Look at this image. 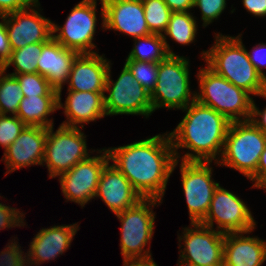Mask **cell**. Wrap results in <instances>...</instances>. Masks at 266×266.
<instances>
[{
    "mask_svg": "<svg viewBox=\"0 0 266 266\" xmlns=\"http://www.w3.org/2000/svg\"><path fill=\"white\" fill-rule=\"evenodd\" d=\"M260 97H264L266 99V92L261 94ZM250 121L266 134V107L263 109V111H260L259 108H257L254 100L252 102Z\"/></svg>",
    "mask_w": 266,
    "mask_h": 266,
    "instance_id": "cell-39",
    "label": "cell"
},
{
    "mask_svg": "<svg viewBox=\"0 0 266 266\" xmlns=\"http://www.w3.org/2000/svg\"><path fill=\"white\" fill-rule=\"evenodd\" d=\"M123 266H158L153 258L149 259H123Z\"/></svg>",
    "mask_w": 266,
    "mask_h": 266,
    "instance_id": "cell-42",
    "label": "cell"
},
{
    "mask_svg": "<svg viewBox=\"0 0 266 266\" xmlns=\"http://www.w3.org/2000/svg\"><path fill=\"white\" fill-rule=\"evenodd\" d=\"M65 103L58 97V109H64L66 120L61 125L84 128V124L96 121L106 116L104 94L105 92H88L67 90Z\"/></svg>",
    "mask_w": 266,
    "mask_h": 266,
    "instance_id": "cell-21",
    "label": "cell"
},
{
    "mask_svg": "<svg viewBox=\"0 0 266 266\" xmlns=\"http://www.w3.org/2000/svg\"><path fill=\"white\" fill-rule=\"evenodd\" d=\"M57 109L58 96H24L16 116L26 126L49 128L54 123L48 116Z\"/></svg>",
    "mask_w": 266,
    "mask_h": 266,
    "instance_id": "cell-24",
    "label": "cell"
},
{
    "mask_svg": "<svg viewBox=\"0 0 266 266\" xmlns=\"http://www.w3.org/2000/svg\"><path fill=\"white\" fill-rule=\"evenodd\" d=\"M248 55L256 71L266 80V74L263 72V69L266 68V44H257L251 52H248Z\"/></svg>",
    "mask_w": 266,
    "mask_h": 266,
    "instance_id": "cell-35",
    "label": "cell"
},
{
    "mask_svg": "<svg viewBox=\"0 0 266 266\" xmlns=\"http://www.w3.org/2000/svg\"><path fill=\"white\" fill-rule=\"evenodd\" d=\"M189 63L178 55L159 62L156 87L151 93L153 112L162 107L183 110L196 100L195 91L190 90Z\"/></svg>",
    "mask_w": 266,
    "mask_h": 266,
    "instance_id": "cell-8",
    "label": "cell"
},
{
    "mask_svg": "<svg viewBox=\"0 0 266 266\" xmlns=\"http://www.w3.org/2000/svg\"><path fill=\"white\" fill-rule=\"evenodd\" d=\"M158 203V204H157ZM161 200L142 198L134 206L116 214L121 222L120 247L123 259L152 258L150 247L144 249L154 233L155 213L153 207Z\"/></svg>",
    "mask_w": 266,
    "mask_h": 266,
    "instance_id": "cell-7",
    "label": "cell"
},
{
    "mask_svg": "<svg viewBox=\"0 0 266 266\" xmlns=\"http://www.w3.org/2000/svg\"><path fill=\"white\" fill-rule=\"evenodd\" d=\"M106 150L111 164L142 198L163 201L168 180L178 165L168 132Z\"/></svg>",
    "mask_w": 266,
    "mask_h": 266,
    "instance_id": "cell-1",
    "label": "cell"
},
{
    "mask_svg": "<svg viewBox=\"0 0 266 266\" xmlns=\"http://www.w3.org/2000/svg\"><path fill=\"white\" fill-rule=\"evenodd\" d=\"M78 230L77 223L43 228L30 242L29 251L25 255L14 238L0 253V266H38L55 260L67 251Z\"/></svg>",
    "mask_w": 266,
    "mask_h": 266,
    "instance_id": "cell-4",
    "label": "cell"
},
{
    "mask_svg": "<svg viewBox=\"0 0 266 266\" xmlns=\"http://www.w3.org/2000/svg\"><path fill=\"white\" fill-rule=\"evenodd\" d=\"M103 30L110 29L139 38L152 34L147 26L142 0H100Z\"/></svg>",
    "mask_w": 266,
    "mask_h": 266,
    "instance_id": "cell-17",
    "label": "cell"
},
{
    "mask_svg": "<svg viewBox=\"0 0 266 266\" xmlns=\"http://www.w3.org/2000/svg\"><path fill=\"white\" fill-rule=\"evenodd\" d=\"M23 97L18 80L0 68V115H16Z\"/></svg>",
    "mask_w": 266,
    "mask_h": 266,
    "instance_id": "cell-28",
    "label": "cell"
},
{
    "mask_svg": "<svg viewBox=\"0 0 266 266\" xmlns=\"http://www.w3.org/2000/svg\"><path fill=\"white\" fill-rule=\"evenodd\" d=\"M142 3L150 32L162 35L166 31L172 11L164 0H142Z\"/></svg>",
    "mask_w": 266,
    "mask_h": 266,
    "instance_id": "cell-29",
    "label": "cell"
},
{
    "mask_svg": "<svg viewBox=\"0 0 266 266\" xmlns=\"http://www.w3.org/2000/svg\"><path fill=\"white\" fill-rule=\"evenodd\" d=\"M172 12H189L194 8V0H164Z\"/></svg>",
    "mask_w": 266,
    "mask_h": 266,
    "instance_id": "cell-41",
    "label": "cell"
},
{
    "mask_svg": "<svg viewBox=\"0 0 266 266\" xmlns=\"http://www.w3.org/2000/svg\"><path fill=\"white\" fill-rule=\"evenodd\" d=\"M222 233L253 231L256 222L249 207L236 194L218 185L215 189L210 207L202 225Z\"/></svg>",
    "mask_w": 266,
    "mask_h": 266,
    "instance_id": "cell-14",
    "label": "cell"
},
{
    "mask_svg": "<svg viewBox=\"0 0 266 266\" xmlns=\"http://www.w3.org/2000/svg\"><path fill=\"white\" fill-rule=\"evenodd\" d=\"M242 2L247 12H250L253 16H266V0H242Z\"/></svg>",
    "mask_w": 266,
    "mask_h": 266,
    "instance_id": "cell-40",
    "label": "cell"
},
{
    "mask_svg": "<svg viewBox=\"0 0 266 266\" xmlns=\"http://www.w3.org/2000/svg\"><path fill=\"white\" fill-rule=\"evenodd\" d=\"M109 161L101 172L95 197H100L116 215L134 206L142 197L129 180Z\"/></svg>",
    "mask_w": 266,
    "mask_h": 266,
    "instance_id": "cell-20",
    "label": "cell"
},
{
    "mask_svg": "<svg viewBox=\"0 0 266 266\" xmlns=\"http://www.w3.org/2000/svg\"><path fill=\"white\" fill-rule=\"evenodd\" d=\"M26 125L16 115H0V145L4 151L15 141Z\"/></svg>",
    "mask_w": 266,
    "mask_h": 266,
    "instance_id": "cell-32",
    "label": "cell"
},
{
    "mask_svg": "<svg viewBox=\"0 0 266 266\" xmlns=\"http://www.w3.org/2000/svg\"><path fill=\"white\" fill-rule=\"evenodd\" d=\"M45 44L46 43H33L21 49L12 50L10 58L1 69L6 73L7 68L13 65L15 67V72L8 73L9 75L37 73L38 58Z\"/></svg>",
    "mask_w": 266,
    "mask_h": 266,
    "instance_id": "cell-27",
    "label": "cell"
},
{
    "mask_svg": "<svg viewBox=\"0 0 266 266\" xmlns=\"http://www.w3.org/2000/svg\"><path fill=\"white\" fill-rule=\"evenodd\" d=\"M80 128L60 125L55 132L53 126L47 128L42 165L47 164L49 178L58 177L90 156Z\"/></svg>",
    "mask_w": 266,
    "mask_h": 266,
    "instance_id": "cell-9",
    "label": "cell"
},
{
    "mask_svg": "<svg viewBox=\"0 0 266 266\" xmlns=\"http://www.w3.org/2000/svg\"><path fill=\"white\" fill-rule=\"evenodd\" d=\"M185 227L183 236H178L180 248L179 266H217L223 262L225 233L202 225L190 223Z\"/></svg>",
    "mask_w": 266,
    "mask_h": 266,
    "instance_id": "cell-11",
    "label": "cell"
},
{
    "mask_svg": "<svg viewBox=\"0 0 266 266\" xmlns=\"http://www.w3.org/2000/svg\"><path fill=\"white\" fill-rule=\"evenodd\" d=\"M261 188L265 189V191H266V181L263 182V183L258 187V189H261Z\"/></svg>",
    "mask_w": 266,
    "mask_h": 266,
    "instance_id": "cell-43",
    "label": "cell"
},
{
    "mask_svg": "<svg viewBox=\"0 0 266 266\" xmlns=\"http://www.w3.org/2000/svg\"><path fill=\"white\" fill-rule=\"evenodd\" d=\"M217 266H226V265L222 262L221 264H219Z\"/></svg>",
    "mask_w": 266,
    "mask_h": 266,
    "instance_id": "cell-44",
    "label": "cell"
},
{
    "mask_svg": "<svg viewBox=\"0 0 266 266\" xmlns=\"http://www.w3.org/2000/svg\"><path fill=\"white\" fill-rule=\"evenodd\" d=\"M242 34L217 33L214 45L201 53L207 66L217 75L253 96L266 92V80L256 71L242 42Z\"/></svg>",
    "mask_w": 266,
    "mask_h": 266,
    "instance_id": "cell-3",
    "label": "cell"
},
{
    "mask_svg": "<svg viewBox=\"0 0 266 266\" xmlns=\"http://www.w3.org/2000/svg\"><path fill=\"white\" fill-rule=\"evenodd\" d=\"M78 54L75 50L62 46L53 37L42 47L37 73L58 90V97H61L62 86L67 83L73 61Z\"/></svg>",
    "mask_w": 266,
    "mask_h": 266,
    "instance_id": "cell-22",
    "label": "cell"
},
{
    "mask_svg": "<svg viewBox=\"0 0 266 266\" xmlns=\"http://www.w3.org/2000/svg\"><path fill=\"white\" fill-rule=\"evenodd\" d=\"M266 134L250 120L231 122L221 159L215 164L235 169L248 179L256 172Z\"/></svg>",
    "mask_w": 266,
    "mask_h": 266,
    "instance_id": "cell-6",
    "label": "cell"
},
{
    "mask_svg": "<svg viewBox=\"0 0 266 266\" xmlns=\"http://www.w3.org/2000/svg\"><path fill=\"white\" fill-rule=\"evenodd\" d=\"M183 111L186 114L182 121L168 133L176 160L211 163L214 160L217 163L231 122L221 113L196 100ZM178 148H186L191 153L188 151L181 158Z\"/></svg>",
    "mask_w": 266,
    "mask_h": 266,
    "instance_id": "cell-2",
    "label": "cell"
},
{
    "mask_svg": "<svg viewBox=\"0 0 266 266\" xmlns=\"http://www.w3.org/2000/svg\"><path fill=\"white\" fill-rule=\"evenodd\" d=\"M125 65L129 68L135 80L149 93H152L156 87L159 63L126 60Z\"/></svg>",
    "mask_w": 266,
    "mask_h": 266,
    "instance_id": "cell-31",
    "label": "cell"
},
{
    "mask_svg": "<svg viewBox=\"0 0 266 266\" xmlns=\"http://www.w3.org/2000/svg\"><path fill=\"white\" fill-rule=\"evenodd\" d=\"M110 61L104 55L81 53L73 61L68 90L104 92Z\"/></svg>",
    "mask_w": 266,
    "mask_h": 266,
    "instance_id": "cell-19",
    "label": "cell"
},
{
    "mask_svg": "<svg viewBox=\"0 0 266 266\" xmlns=\"http://www.w3.org/2000/svg\"><path fill=\"white\" fill-rule=\"evenodd\" d=\"M249 179L250 181L254 182L253 186H251L253 188H258L263 182L266 181V145L262 154L260 155L257 170Z\"/></svg>",
    "mask_w": 266,
    "mask_h": 266,
    "instance_id": "cell-38",
    "label": "cell"
},
{
    "mask_svg": "<svg viewBox=\"0 0 266 266\" xmlns=\"http://www.w3.org/2000/svg\"><path fill=\"white\" fill-rule=\"evenodd\" d=\"M46 138L47 128L26 126L3 154L6 175L23 167L42 165Z\"/></svg>",
    "mask_w": 266,
    "mask_h": 266,
    "instance_id": "cell-18",
    "label": "cell"
},
{
    "mask_svg": "<svg viewBox=\"0 0 266 266\" xmlns=\"http://www.w3.org/2000/svg\"><path fill=\"white\" fill-rule=\"evenodd\" d=\"M134 41V47L126 60L159 63L169 56L164 38L160 34H149L134 38Z\"/></svg>",
    "mask_w": 266,
    "mask_h": 266,
    "instance_id": "cell-26",
    "label": "cell"
},
{
    "mask_svg": "<svg viewBox=\"0 0 266 266\" xmlns=\"http://www.w3.org/2000/svg\"><path fill=\"white\" fill-rule=\"evenodd\" d=\"M12 76L18 80L24 96H58V90L39 73H23Z\"/></svg>",
    "mask_w": 266,
    "mask_h": 266,
    "instance_id": "cell-30",
    "label": "cell"
},
{
    "mask_svg": "<svg viewBox=\"0 0 266 266\" xmlns=\"http://www.w3.org/2000/svg\"><path fill=\"white\" fill-rule=\"evenodd\" d=\"M104 92L106 116L141 115L148 118L153 113L151 93L135 80L129 68L124 67L116 81L111 79L109 66Z\"/></svg>",
    "mask_w": 266,
    "mask_h": 266,
    "instance_id": "cell-10",
    "label": "cell"
},
{
    "mask_svg": "<svg viewBox=\"0 0 266 266\" xmlns=\"http://www.w3.org/2000/svg\"><path fill=\"white\" fill-rule=\"evenodd\" d=\"M182 187L191 223H201L219 183L212 178L211 162H180Z\"/></svg>",
    "mask_w": 266,
    "mask_h": 266,
    "instance_id": "cell-13",
    "label": "cell"
},
{
    "mask_svg": "<svg viewBox=\"0 0 266 266\" xmlns=\"http://www.w3.org/2000/svg\"><path fill=\"white\" fill-rule=\"evenodd\" d=\"M97 0H82L71 9L64 26L53 22V38L67 49L95 53L93 43L97 24ZM55 33V34H54Z\"/></svg>",
    "mask_w": 266,
    "mask_h": 266,
    "instance_id": "cell-12",
    "label": "cell"
},
{
    "mask_svg": "<svg viewBox=\"0 0 266 266\" xmlns=\"http://www.w3.org/2000/svg\"><path fill=\"white\" fill-rule=\"evenodd\" d=\"M39 0H0V15H7L15 11L34 6Z\"/></svg>",
    "mask_w": 266,
    "mask_h": 266,
    "instance_id": "cell-37",
    "label": "cell"
},
{
    "mask_svg": "<svg viewBox=\"0 0 266 266\" xmlns=\"http://www.w3.org/2000/svg\"><path fill=\"white\" fill-rule=\"evenodd\" d=\"M20 210L0 203V230L26 225L24 214Z\"/></svg>",
    "mask_w": 266,
    "mask_h": 266,
    "instance_id": "cell-34",
    "label": "cell"
},
{
    "mask_svg": "<svg viewBox=\"0 0 266 266\" xmlns=\"http://www.w3.org/2000/svg\"><path fill=\"white\" fill-rule=\"evenodd\" d=\"M251 232L225 233L223 263L226 266H262L266 261V241L243 236Z\"/></svg>",
    "mask_w": 266,
    "mask_h": 266,
    "instance_id": "cell-23",
    "label": "cell"
},
{
    "mask_svg": "<svg viewBox=\"0 0 266 266\" xmlns=\"http://www.w3.org/2000/svg\"><path fill=\"white\" fill-rule=\"evenodd\" d=\"M39 6L38 1L34 6L5 15L12 50L33 43H47L53 37V21L39 13Z\"/></svg>",
    "mask_w": 266,
    "mask_h": 266,
    "instance_id": "cell-16",
    "label": "cell"
},
{
    "mask_svg": "<svg viewBox=\"0 0 266 266\" xmlns=\"http://www.w3.org/2000/svg\"><path fill=\"white\" fill-rule=\"evenodd\" d=\"M195 19L190 11L172 12L166 31L162 34L169 56H176V53L171 50L166 37H171L170 39L181 45L193 43L198 29Z\"/></svg>",
    "mask_w": 266,
    "mask_h": 266,
    "instance_id": "cell-25",
    "label": "cell"
},
{
    "mask_svg": "<svg viewBox=\"0 0 266 266\" xmlns=\"http://www.w3.org/2000/svg\"><path fill=\"white\" fill-rule=\"evenodd\" d=\"M0 68L11 56V46L8 39L7 27L5 22V15H0Z\"/></svg>",
    "mask_w": 266,
    "mask_h": 266,
    "instance_id": "cell-36",
    "label": "cell"
},
{
    "mask_svg": "<svg viewBox=\"0 0 266 266\" xmlns=\"http://www.w3.org/2000/svg\"><path fill=\"white\" fill-rule=\"evenodd\" d=\"M194 7L201 10L202 26L206 27L226 9V0H194Z\"/></svg>",
    "mask_w": 266,
    "mask_h": 266,
    "instance_id": "cell-33",
    "label": "cell"
},
{
    "mask_svg": "<svg viewBox=\"0 0 266 266\" xmlns=\"http://www.w3.org/2000/svg\"><path fill=\"white\" fill-rule=\"evenodd\" d=\"M199 92L196 101L211 107L230 122L250 120L253 98L224 77L217 75L208 66L199 69Z\"/></svg>",
    "mask_w": 266,
    "mask_h": 266,
    "instance_id": "cell-5",
    "label": "cell"
},
{
    "mask_svg": "<svg viewBox=\"0 0 266 266\" xmlns=\"http://www.w3.org/2000/svg\"><path fill=\"white\" fill-rule=\"evenodd\" d=\"M99 156H89L80 161L69 171L59 175L62 193L66 201L78 203L84 207L95 199L101 172L110 161L107 150H98Z\"/></svg>",
    "mask_w": 266,
    "mask_h": 266,
    "instance_id": "cell-15",
    "label": "cell"
}]
</instances>
